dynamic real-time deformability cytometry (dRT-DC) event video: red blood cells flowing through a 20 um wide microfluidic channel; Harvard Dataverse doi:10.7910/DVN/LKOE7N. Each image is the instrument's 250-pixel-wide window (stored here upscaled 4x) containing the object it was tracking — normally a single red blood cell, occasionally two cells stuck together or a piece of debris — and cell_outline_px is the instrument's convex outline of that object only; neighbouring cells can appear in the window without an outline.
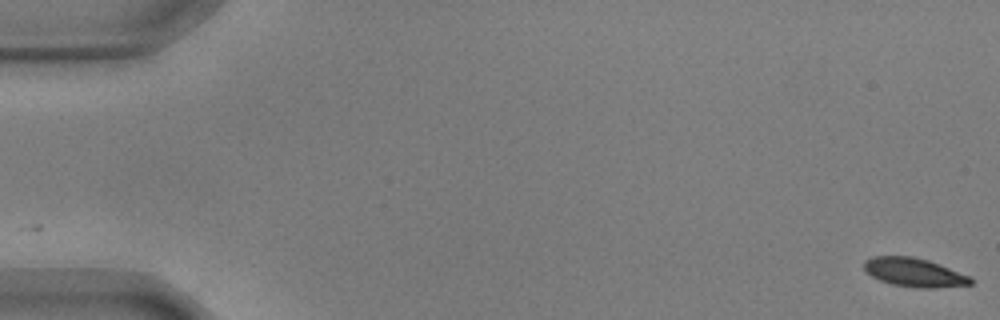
{"species": "common noctule bat (a hibernating species)", "species_latin": "Nyctalus noctula", "temperature_condition": "warm", "stored_images_in_passage": 56, "camera_frame_rate_fps": 3000, "um_per_image_px": 0.085, "animal": {"sex": "male", "body_mass_g": 17.9, "forearm_length_mm": 54.2}, "frame": {"image": 1, "passage_image": 1, "time_ms": 0.0, "image_size_px": [1000, 320], "cell_outline_px": [[972, 284], [936, 288], [916, 288], [892, 284], [880, 280], [872, 276], [864, 268], [864, 260], [872, 256], [912, 256], [928, 260], [940, 264], [972, 276]], "centroid_in_image_um": [77.74, 23.15], "position_along_channel_um": 7.3, "area_um2": 17.98}}
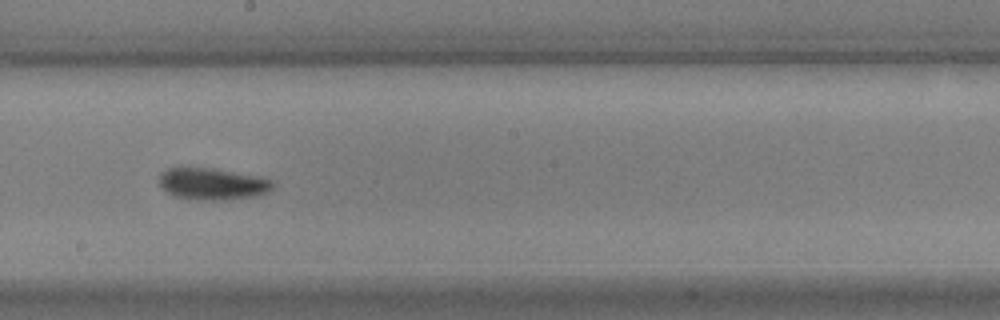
{"frame": {"image": 2, "passage_image": 32, "time_ms": 10.333, "image_size_px": [1000, 320], "cell_outline_px": [[276, 184], [268, 192], [256, 196], [228, 200], [208, 200], [172, 196], [160, 184], [160, 172], [168, 168], [180, 164], [212, 168], [256, 176], [272, 180]], "centroid_in_image_um": [18.02, 15.59], "position_along_channel_um": 230.2, "area_um2": 21.5}}
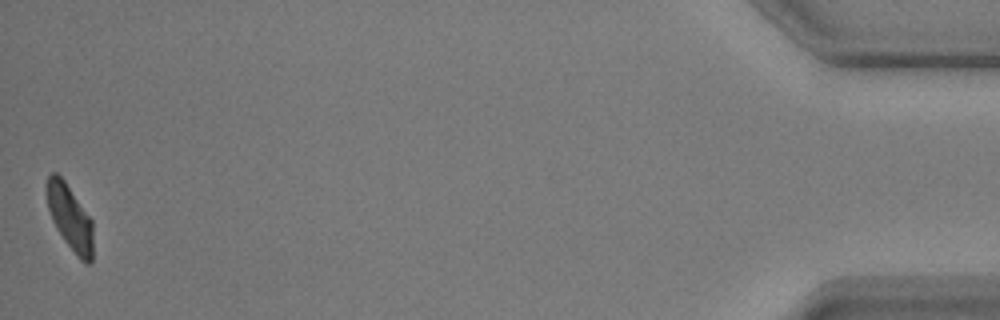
{"frame": {"image": 3, "passage_image": 56, "time_ms": 18.333, "image_size_px": [1000, 320], "cell_outline_px": [[92, 260], [88, 264], [84, 264], [76, 256], [64, 240], [56, 228], [52, 220], [48, 208], [44, 188], [48, 176], [52, 172], [56, 172], [64, 180], [92, 220]], "centroid_in_image_um": [5.91, 18.48], "position_along_channel_um": 429.3, "area_um2": 17.74}, "authors_computed_cell_mechanics": {"area_um2": 19.363, "velocity_mm_per_s": 3.6121, "shape_relaxation_time_tau1_ms": 4.02, "shape_relaxation_time_tau2_ms": 10.4984, "deformation_change_tau1": 0.1469, "deformation_change_tau2": 0.1307}}